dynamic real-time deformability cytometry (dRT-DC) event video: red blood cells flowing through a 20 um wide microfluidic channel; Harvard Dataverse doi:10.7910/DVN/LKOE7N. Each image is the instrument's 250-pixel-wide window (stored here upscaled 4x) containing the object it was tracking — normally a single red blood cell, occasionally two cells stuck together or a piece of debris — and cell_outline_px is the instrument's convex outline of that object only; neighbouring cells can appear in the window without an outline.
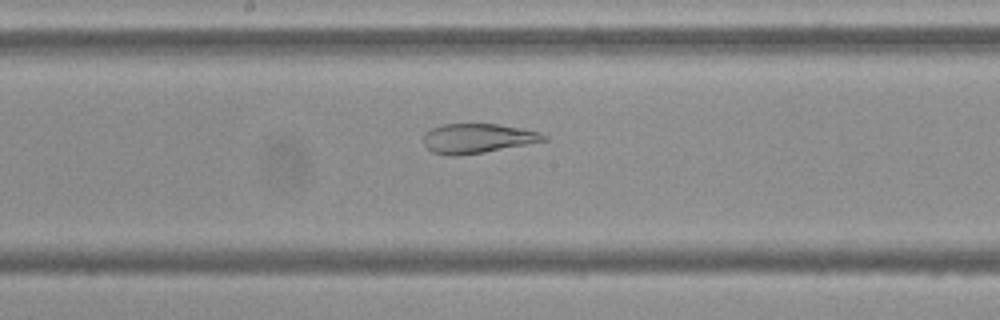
{"species": "Egyptian fruit bat (a non-hibernating species)", "species_latin": "Rousettus aegyptiacus", "temperature_condition": "cold", "stored_images_in_passage": 54, "camera_frame_rate_fps": 3000, "um_per_image_px": 0.085, "frame": {"image": 1, "passage_image": 28, "time_ms": 9.0, "image_size_px": [1000, 320], "cell_outline_px": [[548, 140], [484, 152], [460, 156], [448, 156], [432, 152], [424, 144], [424, 132], [440, 124], [496, 124], [520, 128], [540, 132], [548, 136]], "centroid_in_image_um": [40.56, 11.76], "position_along_channel_um": 207.6, "area_um2": 20.75}}
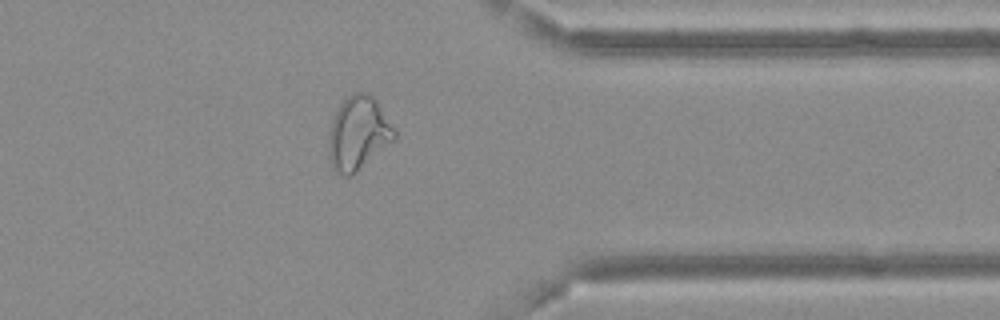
{"frame": {"image": 2, "passage_image": 43, "time_ms": 14.0, "image_size_px": [1000, 320], "cell_outline_px": [[396, 136], [392, 140], [352, 176], [340, 176], [332, 168], [328, 156], [328, 132], [332, 120], [340, 104], [352, 92], [368, 92], [376, 100], [396, 132]], "centroid_in_image_um": [30.39, 11.34], "position_along_channel_um": 381.0, "area_um2": 27.98}}
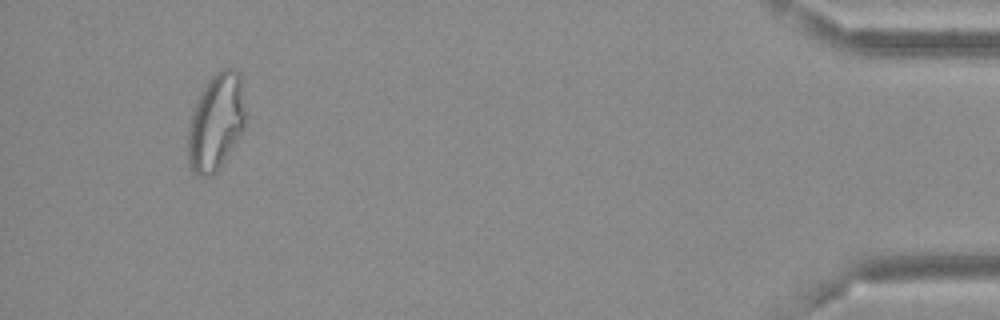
{"frame": {"image": 3, "passage_image": 51, "time_ms": 16.667, "image_size_px": [1000, 320], "cell_outline_px": [[248, 120], [244, 128], [224, 160], [216, 172], [212, 176], [196, 176], [188, 168], [188, 124], [196, 100], [200, 92], [208, 80], [216, 72], [224, 68], [232, 68], [240, 76]], "centroid_in_image_um": [18.35, 10.39], "position_along_channel_um": 416.8, "area_um2": 32.89}, "authors_computed_cell_mechanics": {"area_um2": 28.322, "velocity_mm_per_s": 3.6554, "shape_relaxation_time_tau1_ms": null, "shape_relaxation_time_tau2_ms": 1.9092, "deformation_change_tau1": null, "deformation_change_tau2": 0.0799}}